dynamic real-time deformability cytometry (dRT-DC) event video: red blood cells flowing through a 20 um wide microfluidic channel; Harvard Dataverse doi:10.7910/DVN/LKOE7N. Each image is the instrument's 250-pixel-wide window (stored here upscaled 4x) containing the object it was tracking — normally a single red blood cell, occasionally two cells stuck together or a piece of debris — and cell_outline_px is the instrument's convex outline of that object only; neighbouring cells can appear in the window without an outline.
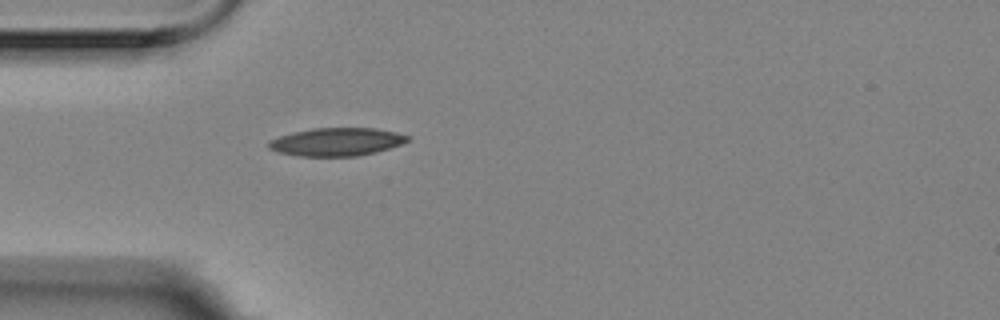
{"species": "Egyptian fruit bat (a non-hibernating species)", "species_latin": "Rousettus aegyptiacus", "temperature_condition": "room temperature", "stored_images_in_passage": 1, "camera_frame_rate_fps": 3000, "um_per_image_px": 0.085, "animal": {"sex": "female"}, "frame": {"image": 1, "passage_image": 1, "time_ms": 0.0, "image_size_px": [1000, 320], "cell_outline_px": [[412, 136], [408, 140], [400, 144], [388, 148], [356, 156], [300, 156], [276, 152], [268, 148], [268, 140], [280, 136], [312, 128], [376, 128], [396, 132]], "centroid_in_image_um": [28.59, 12.05], "position_along_channel_um": 56.4, "area_um2": 22.54}}